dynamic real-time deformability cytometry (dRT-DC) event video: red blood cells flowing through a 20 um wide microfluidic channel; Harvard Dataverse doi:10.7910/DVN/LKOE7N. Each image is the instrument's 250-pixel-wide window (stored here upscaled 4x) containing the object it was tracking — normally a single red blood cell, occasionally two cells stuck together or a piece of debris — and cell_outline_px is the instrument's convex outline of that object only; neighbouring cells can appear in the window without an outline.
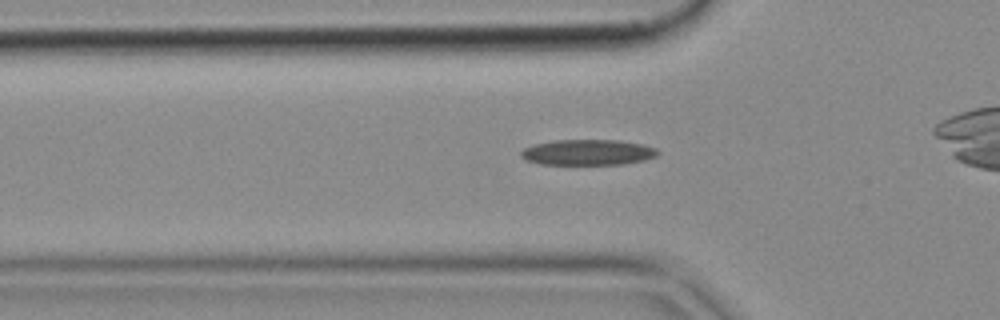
{"species": "common noctule bat (a hibernating species)", "species_latin": "Nyctalus noctula", "temperature_condition": "cold", "stored_images_in_passage": 35, "camera_frame_rate_fps": 3000, "um_per_image_px": 0.085, "animal": {"sex": "female", "body_mass_g": 18.4}, "frame": {"image": 1, "passage_image": 10, "time_ms": 3.0, "image_size_px": [1000, 320], "cell_outline_px": [[660, 152], [656, 156], [644, 160], [624, 164], [540, 164], [528, 160], [520, 156], [520, 152], [524, 148], [536, 144], [556, 140], [620, 140], [640, 144], [656, 148]], "centroid_in_image_um": [49.98, 12.95], "position_along_channel_um": 75.8, "area_um2": 20.29}}
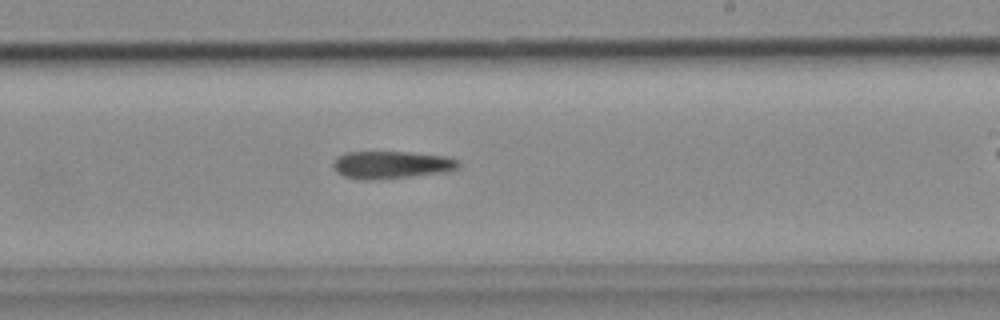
{"frame": {"image": 2, "passage_image": 24, "time_ms": 7.667, "image_size_px": [1000, 320], "cell_outline_px": [[460, 164], [452, 172], [412, 176], [344, 176], [336, 172], [332, 164], [340, 156], [348, 152], [412, 152], [448, 156], [456, 160]], "centroid_in_image_um": [33.41, 13.95], "position_along_channel_um": 255.6, "area_um2": 19.07}}
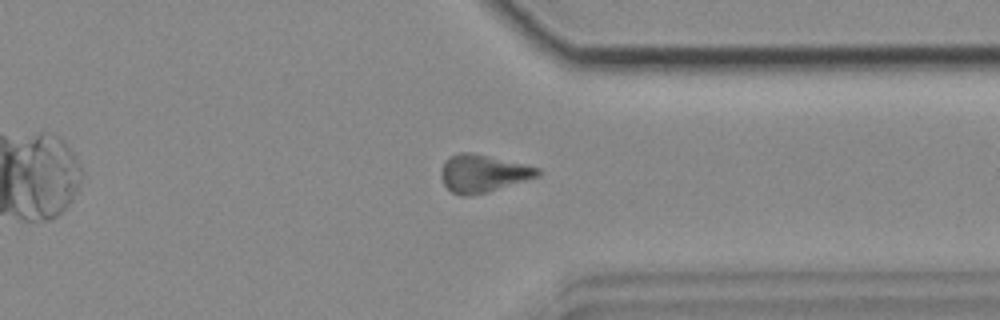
{"frame": {"image": 3, "passage_image": 33, "time_ms": 10.667, "image_size_px": [1000, 320], "cell_outline_px": [[540, 176], [488, 192], [472, 196], [460, 196], [452, 192], [444, 184], [440, 176], [440, 172], [444, 160], [460, 152], [472, 152], [540, 168]], "centroid_in_image_um": [41.03, 14.75], "position_along_channel_um": 370.4, "area_um2": 21.21}}